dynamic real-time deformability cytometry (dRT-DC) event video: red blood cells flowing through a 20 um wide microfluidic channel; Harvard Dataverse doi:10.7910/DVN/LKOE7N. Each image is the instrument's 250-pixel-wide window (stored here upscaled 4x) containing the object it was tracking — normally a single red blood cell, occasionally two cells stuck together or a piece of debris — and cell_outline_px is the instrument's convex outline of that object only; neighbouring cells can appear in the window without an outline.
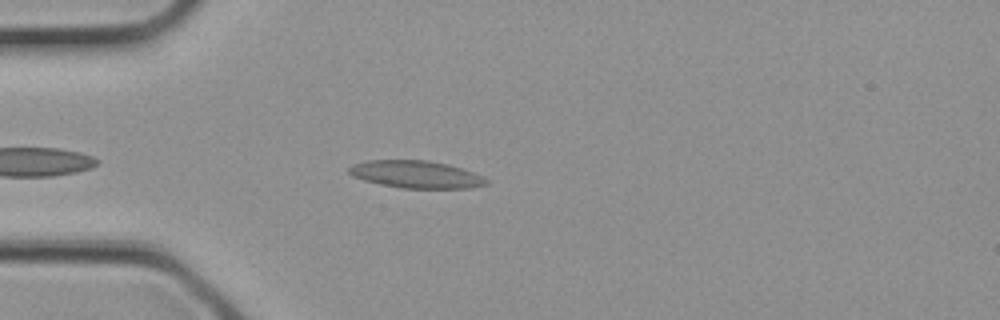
{"species": "common noctule bat (a hibernating species)", "species_latin": "Nyctalus noctula", "temperature_condition": "cold", "stored_images_in_passage": 1, "camera_frame_rate_fps": 3000, "um_per_image_px": 0.085, "animal": {"sex": "female", "body_mass_g": 21.9}, "frame": {"image": 1, "passage_image": 1, "time_ms": 0.0, "image_size_px": [1000, 320], "cell_outline_px": [[488, 184], [468, 188], [400, 188], [380, 184], [364, 180], [352, 176], [348, 172], [348, 168], [352, 164], [368, 160], [428, 160], [448, 164], [484, 176], [488, 180]], "centroid_in_image_um": [35.35, 14.82], "position_along_channel_um": 49.7, "area_um2": 21.96}}